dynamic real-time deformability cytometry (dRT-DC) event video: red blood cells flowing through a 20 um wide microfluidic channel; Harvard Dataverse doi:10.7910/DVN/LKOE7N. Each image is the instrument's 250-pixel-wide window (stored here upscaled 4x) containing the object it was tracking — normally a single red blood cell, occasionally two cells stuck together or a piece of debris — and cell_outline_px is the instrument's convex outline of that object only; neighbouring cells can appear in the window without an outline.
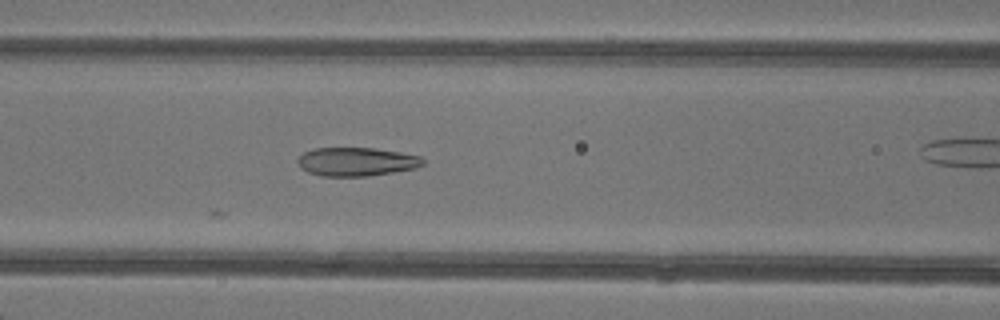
{"species": "common noctule bat (a hibernating species)", "species_latin": "Nyctalus noctula", "temperature_condition": "warm", "stored_images_in_passage": 6, "camera_frame_rate_fps": 3000, "um_per_image_px": 0.085, "animal": {"sex": "female"}, "frame": {"image": 1, "passage_image": 5, "time_ms": 5.333, "image_size_px": [1000, 320], "cell_outline_px": [[424, 164], [416, 168], [368, 176], [320, 176], [308, 172], [300, 168], [296, 160], [304, 152], [312, 148], [376, 148], [400, 152], [420, 156], [424, 160]], "centroid_in_image_um": [30.28, 13.74], "position_along_channel_um": 136.3, "area_um2": 20.98}}